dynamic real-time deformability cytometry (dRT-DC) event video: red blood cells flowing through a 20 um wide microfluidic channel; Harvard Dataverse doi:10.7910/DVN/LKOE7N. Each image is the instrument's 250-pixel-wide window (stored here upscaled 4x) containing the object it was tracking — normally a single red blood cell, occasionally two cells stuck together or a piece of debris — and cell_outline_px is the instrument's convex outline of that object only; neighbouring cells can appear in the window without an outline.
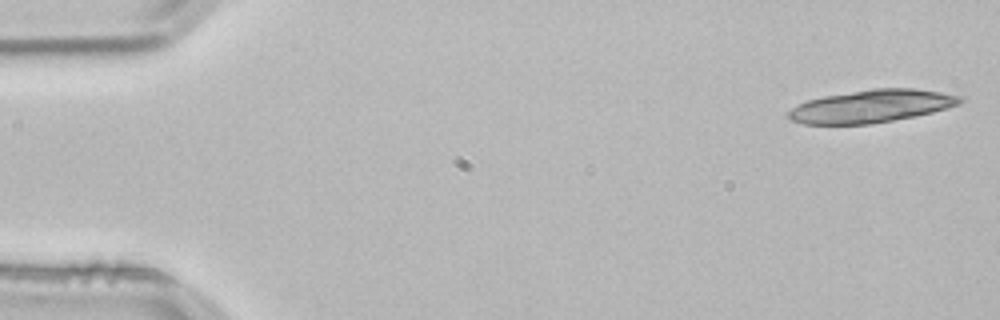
{"species": "common noctule bat (a hibernating species)", "species_latin": "Nyctalus noctula", "temperature_condition": "room temperature", "stored_images_in_passage": 20, "camera_frame_rate_fps": 3000, "um_per_image_px": 0.085, "animal": {"sex": "male", "body_mass_g": 21.5, "forearm_length_mm": 52.0}, "frame": {"image": 1, "passage_image": 1, "time_ms": 0.0, "image_size_px": [1000, 320], "cell_outline_px": [[964, 100], [960, 104], [948, 108], [916, 116], [872, 124], [804, 124], [788, 120], [784, 116], [792, 108], [808, 100], [824, 96], [872, 88], [916, 88], [964, 96]], "centroid_in_image_um": [74.09, 9.03], "position_along_channel_um": 10.9, "area_um2": 33.0}}